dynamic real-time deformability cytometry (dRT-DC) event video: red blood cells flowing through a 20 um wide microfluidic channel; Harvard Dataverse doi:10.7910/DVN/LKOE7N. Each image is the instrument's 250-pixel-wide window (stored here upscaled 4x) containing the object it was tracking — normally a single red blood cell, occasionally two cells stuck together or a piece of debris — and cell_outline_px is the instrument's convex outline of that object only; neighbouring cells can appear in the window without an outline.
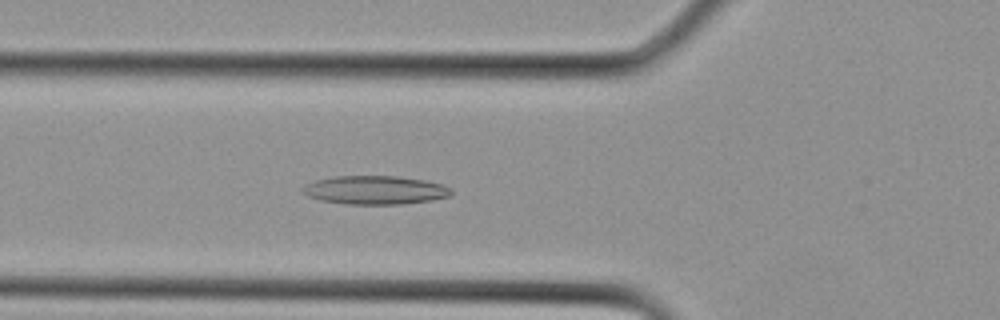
{"species": "Egyptian fruit bat (a non-hibernating species)", "species_latin": "Rousettus aegyptiacus", "temperature_condition": "cold", "stored_images_in_passage": 6, "camera_frame_rate_fps": 3000, "um_per_image_px": 0.085, "animal": {"sex": "female"}, "frame": {"image": 1, "passage_image": 4, "time_ms": 1.0, "image_size_px": [1000, 320], "cell_outline_px": [[452, 192], [448, 196], [432, 200], [400, 204], [348, 204], [320, 200], [308, 196], [300, 188], [304, 184], [316, 180], [336, 176], [396, 176], [424, 180], [444, 184], [452, 188]], "centroid_in_image_um": [31.88, 16.15], "position_along_channel_um": 93.9, "area_um2": 24.74}}
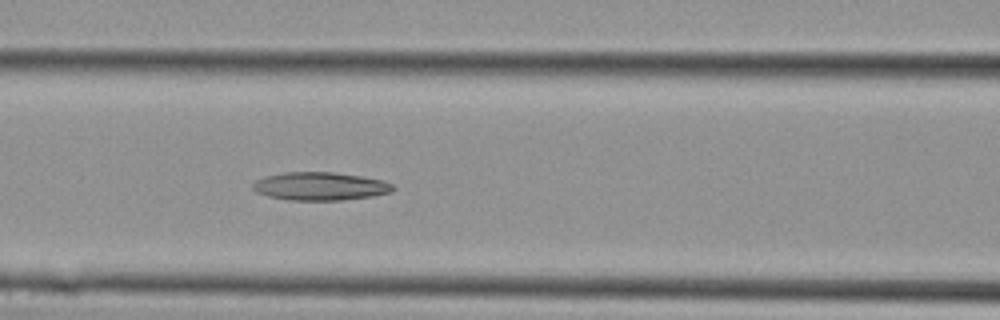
{"frame": {"image": 2, "passage_image": 6, "time_ms": 1.667, "image_size_px": [1000, 320], "cell_outline_px": [[396, 188], [392, 192], [372, 196], [344, 200], [288, 200], [268, 196], [256, 192], [252, 188], [252, 184], [256, 180], [264, 176], [284, 172], [332, 172], [360, 176], [384, 180], [392, 184]], "centroid_in_image_um": [27.21, 15.83], "position_along_channel_um": 139.4, "area_um2": 23.12}}